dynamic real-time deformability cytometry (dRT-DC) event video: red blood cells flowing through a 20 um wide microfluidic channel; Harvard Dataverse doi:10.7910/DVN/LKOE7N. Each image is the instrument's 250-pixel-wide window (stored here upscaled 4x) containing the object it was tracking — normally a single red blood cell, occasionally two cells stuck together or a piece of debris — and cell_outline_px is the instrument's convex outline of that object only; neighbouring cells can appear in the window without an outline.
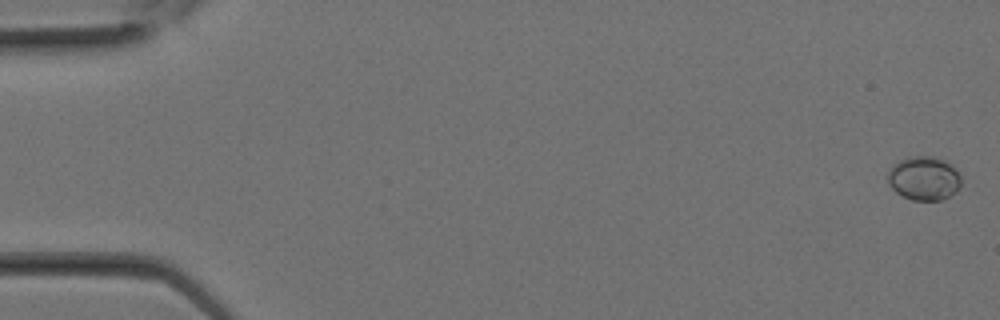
{"species": "Egyptian fruit bat (a non-hibernating species)", "species_latin": "Rousettus aegyptiacus", "temperature_condition": "room temperature", "stored_images_in_passage": 5, "camera_frame_rate_fps": 3000, "um_per_image_px": 0.085, "animal": {"sex": "female"}, "frame": {"image": 1, "passage_image": 1, "time_ms": 0.0, "image_size_px": [1000, 320], "cell_outline_px": [[960, 188], [956, 192], [940, 200], [912, 200], [896, 192], [888, 184], [888, 172], [892, 164], [900, 160], [912, 156], [932, 156], [944, 160], [952, 164], [960, 176]], "centroid_in_image_um": [78.53, 15.15], "position_along_channel_um": 6.5, "area_um2": 18.79}}